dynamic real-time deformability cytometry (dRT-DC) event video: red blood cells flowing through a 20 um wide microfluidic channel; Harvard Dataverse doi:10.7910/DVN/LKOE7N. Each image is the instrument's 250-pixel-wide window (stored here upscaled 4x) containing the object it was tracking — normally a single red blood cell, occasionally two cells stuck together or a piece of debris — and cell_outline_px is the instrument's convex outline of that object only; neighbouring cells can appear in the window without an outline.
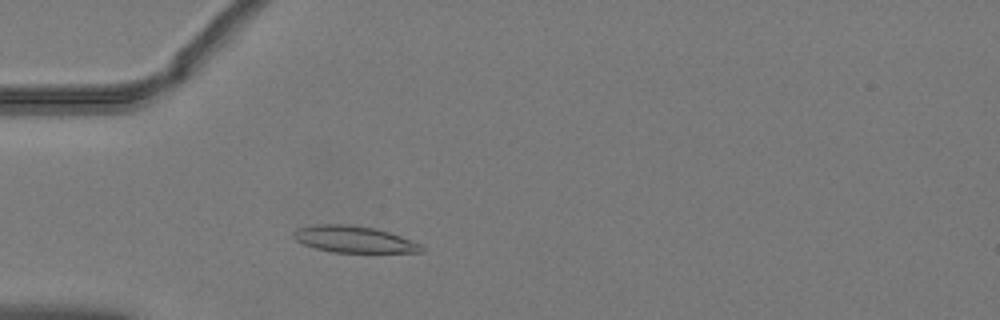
{"species": "common noctule bat (a hibernating species)", "species_latin": "Nyctalus noctula", "temperature_condition": "warm", "stored_images_in_passage": 46, "camera_frame_rate_fps": 3000, "um_per_image_px": 0.085, "animal": {"sex": "male", "body_mass_g": 19.2, "forearm_length_mm": 51.8}, "frame": {"image": 1, "passage_image": 10, "time_ms": 3.0, "image_size_px": [1000, 320], "cell_outline_px": [[424, 252], [332, 252], [316, 248], [304, 244], [296, 240], [292, 236], [292, 232], [300, 228], [316, 224], [352, 224], [372, 228], [388, 232], [400, 236], [420, 244], [424, 248]], "centroid_in_image_um": [30.06, 20.34], "position_along_channel_um": 54.9, "area_um2": 19.59}}
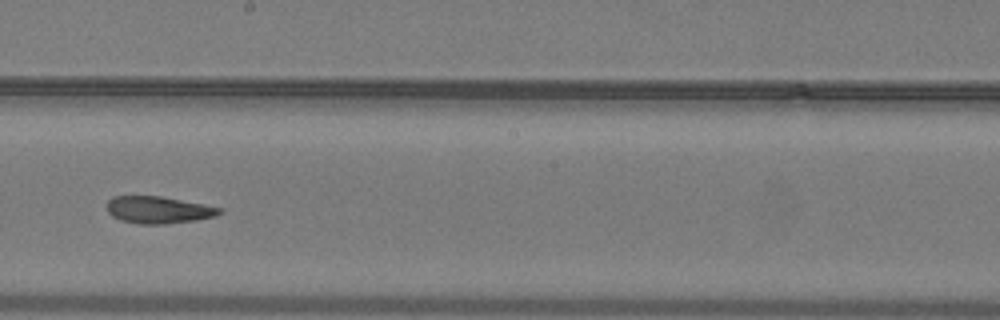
{"frame": {"image": 2, "passage_image": 24, "time_ms": 7.667, "image_size_px": [1000, 320], "cell_outline_px": [[220, 212], [216, 216], [196, 220], [164, 224], [136, 224], [120, 220], [112, 216], [108, 212], [108, 200], [112, 196], [160, 196], [204, 204], [220, 208]], "centroid_in_image_um": [13.43, 17.84], "position_along_channel_um": 234.8, "area_um2": 17.69}}
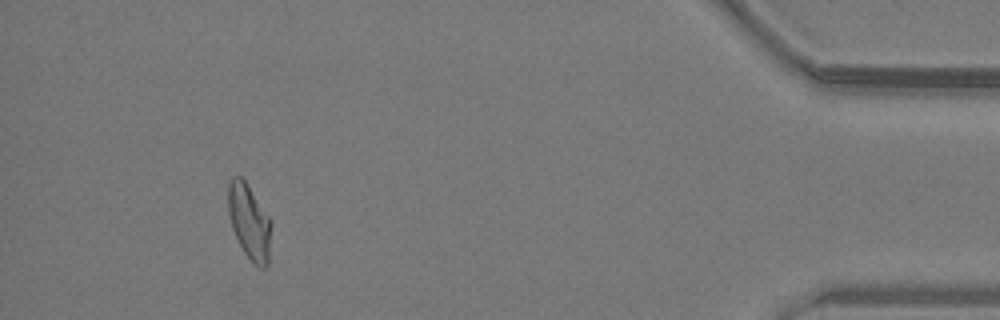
{"frame": {"image": 3, "passage_image": 42, "time_ms": 13.667, "image_size_px": [1000, 320], "cell_outline_px": [[272, 224], [268, 264], [264, 268], [260, 268], [244, 252], [232, 228], [228, 216], [228, 180], [232, 176], [240, 176], [244, 180], [272, 220]], "centroid_in_image_um": [21.19, 18.82], "position_along_channel_um": 414.0, "area_um2": 18.84}, "authors_computed_cell_mechanics": {"area_um2": 18.785, "velocity_mm_per_s": 4.0376, "shape_relaxation_time_tau1_ms": 10.8419, "shape_relaxation_time_tau2_ms": 2.5984, "deformation_change_tau1": 0.2418, "deformation_change_tau2": 0.0999}}